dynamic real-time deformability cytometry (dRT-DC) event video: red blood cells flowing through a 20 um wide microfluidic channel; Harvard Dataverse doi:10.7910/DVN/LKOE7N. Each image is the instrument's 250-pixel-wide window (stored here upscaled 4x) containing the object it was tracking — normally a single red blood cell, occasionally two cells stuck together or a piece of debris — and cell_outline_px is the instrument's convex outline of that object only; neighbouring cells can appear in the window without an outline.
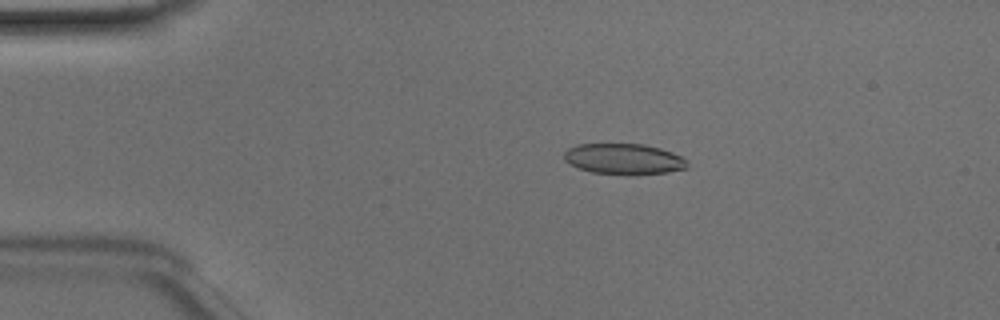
{"species": "Egyptian fruit bat (a non-hibernating species)", "species_latin": "Rousettus aegyptiacus", "temperature_condition": "room temperature", "stored_images_in_passage": 49, "camera_frame_rate_fps": 3000, "um_per_image_px": 0.085, "animal": {"sex": "male"}, "frame": {"image": 1, "passage_image": 10, "time_ms": 3.0, "image_size_px": [1000, 320], "cell_outline_px": [[688, 168], [668, 172], [632, 176], [628, 176], [592, 172], [580, 168], [564, 160], [564, 152], [568, 148], [576, 144], [644, 144], [660, 148], [672, 152], [680, 156], [688, 164]], "centroid_in_image_um": [53.03, 13.53], "position_along_channel_um": 32.0, "area_um2": 22.31}}
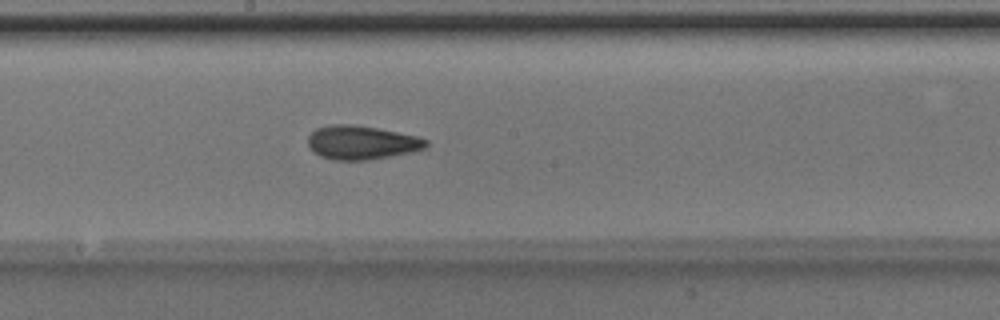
{"frame": {"image": 2, "passage_image": 27, "time_ms": 8.667, "image_size_px": [1000, 320], "cell_outline_px": [[428, 144], [424, 148], [412, 152], [368, 160], [332, 160], [320, 156], [312, 152], [308, 144], [308, 136], [316, 128], [332, 124], [352, 124], [376, 128], [416, 136], [428, 140]], "centroid_in_image_um": [30.7, 12.12], "position_along_channel_um": 217.5, "area_um2": 23.24}}
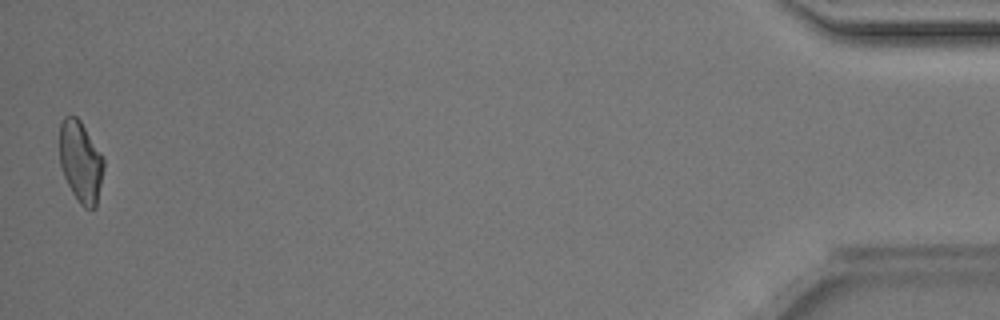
{"frame": {"image": 3, "passage_image": 49, "time_ms": 16.0, "image_size_px": [1000, 320], "cell_outline_px": [[104, 168], [96, 208], [84, 208], [80, 204], [72, 192], [64, 176], [60, 164], [60, 124], [64, 116], [76, 116], [80, 120], [100, 152], [104, 160]], "centroid_in_image_um": [6.86, 13.75], "position_along_channel_um": 428.3, "area_um2": 20.75}, "authors_computed_cell_mechanics": {"area_um2": 22.3108, "velocity_mm_per_s": 4.1333, "shape_relaxation_time_tau1_ms": 4.4915, "shape_relaxation_time_tau2_ms": 2.1016, "deformation_change_tau1": 0.1311, "deformation_change_tau2": 0.0849}}